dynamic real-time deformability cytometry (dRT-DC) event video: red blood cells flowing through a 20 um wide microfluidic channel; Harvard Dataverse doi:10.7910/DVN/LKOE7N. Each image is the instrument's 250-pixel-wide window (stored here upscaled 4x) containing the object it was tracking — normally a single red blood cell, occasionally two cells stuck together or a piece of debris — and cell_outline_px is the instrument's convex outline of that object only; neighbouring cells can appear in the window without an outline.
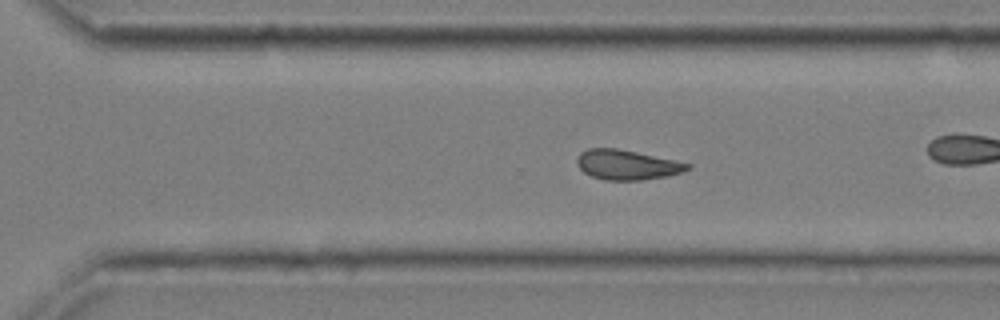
{"species": "common noctule bat (a hibernating species)", "species_latin": "Nyctalus noctula", "temperature_condition": "cold", "stored_images_in_passage": 42, "camera_frame_rate_fps": 3000, "um_per_image_px": 0.085, "animal": {"sex": "male", "body_mass_g": 20.4}, "frame": {"image": 1, "passage_image": 36, "time_ms": 11.667, "image_size_px": [1000, 320], "cell_outline_px": [[692, 168], [684, 172], [664, 176], [640, 180], [604, 180], [592, 176], [584, 172], [576, 164], [576, 160], [580, 152], [588, 148], [616, 148], [676, 160], [692, 164]], "centroid_in_image_um": [53.3, 14.0], "position_along_channel_um": 317.3, "area_um2": 19.25}, "authors_computed_cell_mechanics": {"area_um2": 19.9699, "velocity_mm_per_s": 3.6687, "shape_relaxation_time_tau1_ms": null, "shape_relaxation_time_tau2_ms": 3.9951, "deformation_change_tau1": null, "deformation_change_tau2": 0.1238}}